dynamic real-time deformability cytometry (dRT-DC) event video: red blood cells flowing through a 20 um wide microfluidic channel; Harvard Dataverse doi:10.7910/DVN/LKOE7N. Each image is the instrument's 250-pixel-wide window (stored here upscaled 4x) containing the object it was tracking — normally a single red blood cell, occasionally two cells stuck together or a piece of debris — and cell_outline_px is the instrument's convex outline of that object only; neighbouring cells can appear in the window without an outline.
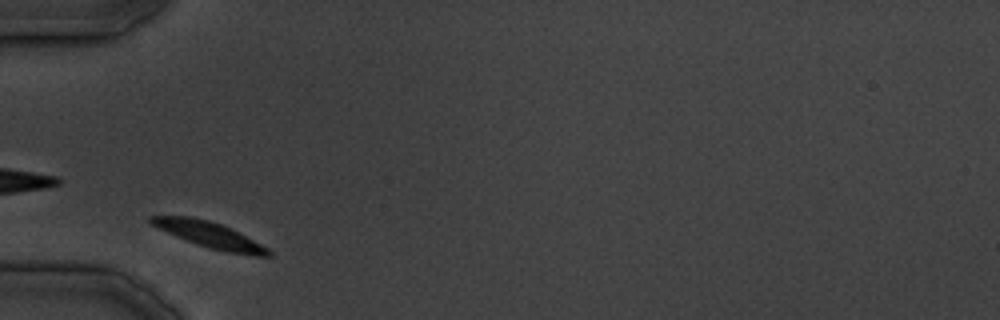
{"species": "common noctule bat (a hibernating species)", "species_latin": "Nyctalus noctula", "temperature_condition": "cold", "stored_images_in_passage": 3, "camera_frame_rate_fps": 3000, "um_per_image_px": 0.085, "animal": {"sex": "male", "body_mass_g": 19.5, "forearm_length_mm": 54.6}, "frame": {"image": 1, "passage_image": 1, "time_ms": 0.0, "image_size_px": [1000, 320], "cell_outline_px": [[272, 256], [252, 256], [228, 252], [212, 248], [176, 236], [148, 224], [148, 216], [192, 216], [208, 220], [220, 224], [268, 248], [272, 252]], "centroid_in_image_um": [17.76, 19.95], "position_along_channel_um": 67.2, "area_um2": 17.22}}